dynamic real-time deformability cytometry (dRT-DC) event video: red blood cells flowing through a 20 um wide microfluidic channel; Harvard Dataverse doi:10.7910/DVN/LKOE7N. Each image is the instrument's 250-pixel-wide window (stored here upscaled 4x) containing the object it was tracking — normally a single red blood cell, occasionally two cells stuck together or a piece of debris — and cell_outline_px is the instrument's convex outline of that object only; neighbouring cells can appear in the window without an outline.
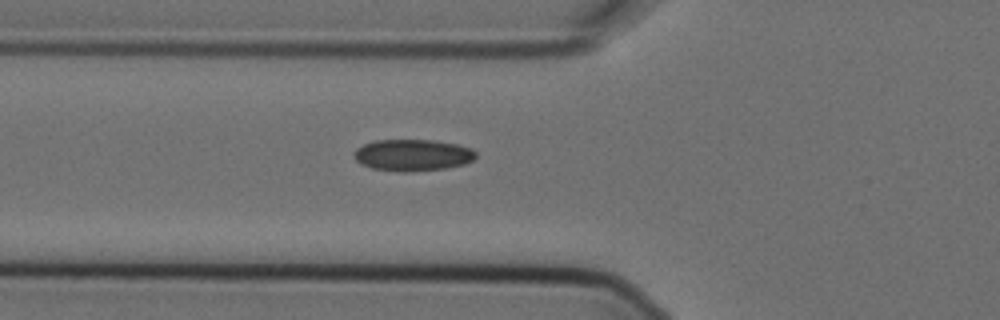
{"species": "Egyptian fruit bat (a non-hibernating species)", "species_latin": "Rousettus aegyptiacus", "temperature_condition": "cold", "stored_images_in_passage": 2, "camera_frame_rate_fps": 3000, "um_per_image_px": 0.085, "animal": {"sex": "female"}, "frame": {"image": 1, "passage_image": 2, "time_ms": 0.333, "image_size_px": [1000, 320], "cell_outline_px": [[476, 156], [472, 160], [464, 164], [444, 168], [404, 172], [372, 168], [360, 164], [352, 156], [352, 152], [356, 148], [364, 144], [376, 140], [432, 140], [456, 144], [472, 148], [476, 152]], "centroid_in_image_um": [35.04, 13.17], "position_along_channel_um": 90.8, "area_um2": 22.43}}